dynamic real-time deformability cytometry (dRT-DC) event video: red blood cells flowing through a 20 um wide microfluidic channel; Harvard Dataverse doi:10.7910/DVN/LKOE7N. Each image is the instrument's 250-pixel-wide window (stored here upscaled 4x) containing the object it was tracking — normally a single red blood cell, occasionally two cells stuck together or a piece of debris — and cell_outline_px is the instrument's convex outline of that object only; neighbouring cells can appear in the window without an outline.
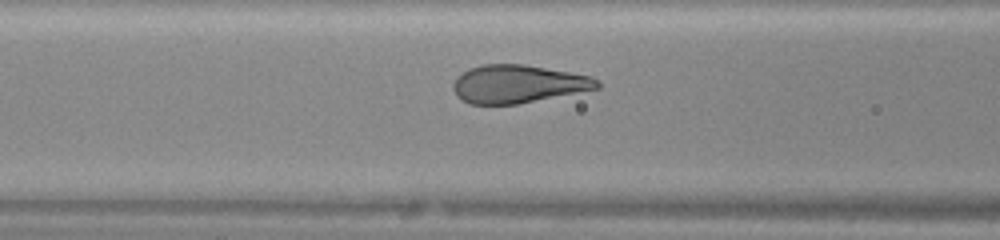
{"species": "human", "species_latin": "Homo sapiens", "temperature_condition": "warm", "stored_images_in_passage": 28, "camera_frame_rate_fps": 3000, "um_per_image_px": 0.085, "donor": {"sex": "female"}, "frame": {"image": 1, "passage_image": 9, "time_ms": 2.667, "image_size_px": [1000, 240], "cell_outline_px": [[600, 88], [516, 104], [468, 104], [460, 100], [456, 96], [452, 88], [452, 84], [456, 76], [468, 68], [484, 64], [520, 64], [592, 76], [600, 84]], "centroid_in_image_um": [43.95, 7.14], "position_along_channel_um": 122.6, "area_um2": 31.85}}
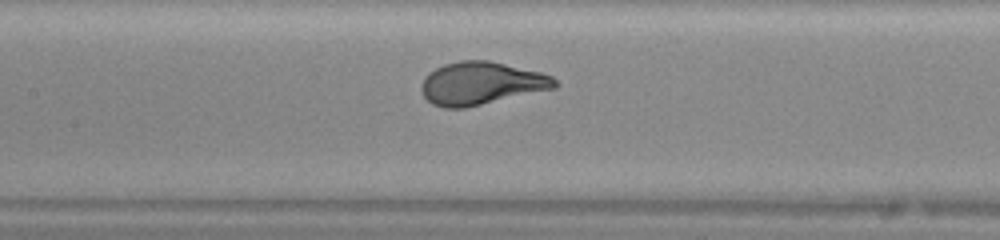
{"frame": {"image": 2, "passage_image": 12, "time_ms": 3.667, "image_size_px": [1000, 240], "cell_outline_px": [[560, 84], [556, 88], [464, 108], [444, 108], [432, 104], [424, 96], [420, 88], [420, 84], [424, 76], [436, 68], [444, 64], [460, 60], [488, 60], [540, 72], [552, 76]], "centroid_in_image_um": [40.89, 7.08], "position_along_channel_um": 166.5, "area_um2": 33.35}}
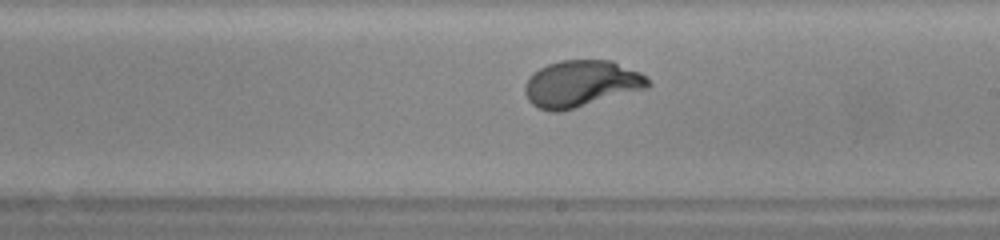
{"frame": {"image": 3, "passage_image": 17, "time_ms": 5.333, "image_size_px": [1000, 240], "cell_outline_px": [[652, 84], [648, 88], [560, 112], [552, 112], [540, 108], [532, 104], [528, 100], [524, 92], [524, 84], [528, 76], [540, 68], [548, 64], [560, 60], [612, 60], [640, 72]], "centroid_in_image_um": [49.38, 7.11], "position_along_channel_um": 239.6, "area_um2": 33.52}}